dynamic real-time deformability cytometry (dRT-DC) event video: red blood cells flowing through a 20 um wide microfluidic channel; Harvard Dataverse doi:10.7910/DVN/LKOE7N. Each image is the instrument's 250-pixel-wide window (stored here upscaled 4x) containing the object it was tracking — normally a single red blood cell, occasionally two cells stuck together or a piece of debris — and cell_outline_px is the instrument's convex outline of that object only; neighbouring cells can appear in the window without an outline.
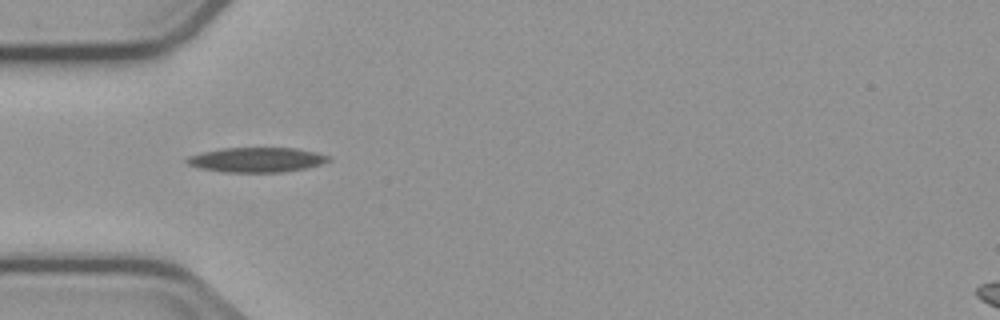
{"species": "common noctule bat (a hibernating species)", "species_latin": "Nyctalus noctula", "temperature_condition": "cold", "stored_images_in_passage": 8, "camera_frame_rate_fps": 3000, "um_per_image_px": 0.085, "animal": {"sex": "male", "body_mass_g": 23.1, "forearm_length_mm": 52.7}, "frame": {"image": 1, "passage_image": 4, "time_ms": 4.333, "image_size_px": [1000, 320], "cell_outline_px": [[332, 160], [320, 164], [304, 168], [284, 172], [224, 172], [200, 168], [188, 164], [184, 160], [188, 156], [204, 152], [224, 148], [296, 148], [316, 152], [328, 156]], "centroid_in_image_um": [21.81, 13.58], "position_along_channel_um": 63.2, "area_um2": 20.29}}
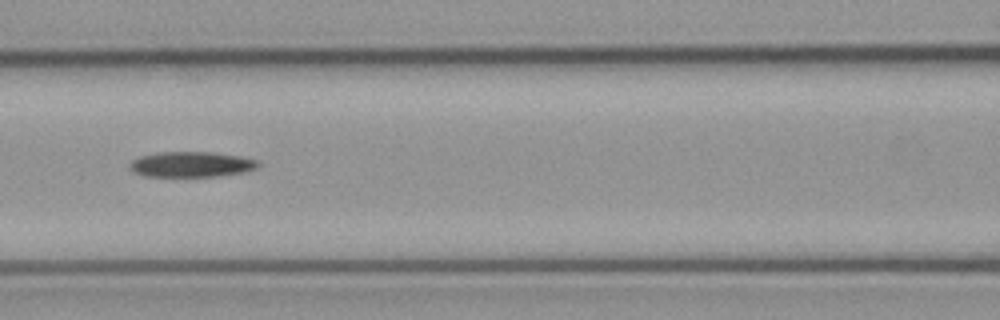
{"frame": {"image": 2, "passage_image": 6, "time_ms": 6.667, "image_size_px": [1000, 320], "cell_outline_px": [[260, 164], [256, 168], [248, 172], [216, 176], [144, 176], [132, 172], [128, 168], [128, 164], [132, 160], [140, 156], [160, 152], [212, 152], [240, 156], [256, 160]], "centroid_in_image_um": [16.24, 13.97], "position_along_channel_um": 150.4, "area_um2": 19.13}}
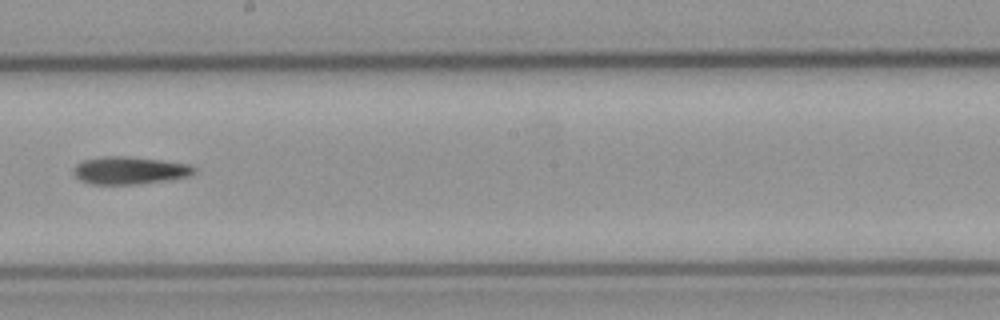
{"frame": {"image": 3, "passage_image": 8, "time_ms": 9.0, "image_size_px": [1000, 320], "cell_outline_px": [[196, 172], [188, 176], [168, 180], [136, 184], [92, 184], [80, 180], [72, 172], [76, 164], [84, 160], [104, 156], [124, 156], [160, 160], [188, 164], [196, 168]], "centroid_in_image_um": [11.01, 14.49], "position_along_channel_um": 237.2, "area_um2": 19.25}}